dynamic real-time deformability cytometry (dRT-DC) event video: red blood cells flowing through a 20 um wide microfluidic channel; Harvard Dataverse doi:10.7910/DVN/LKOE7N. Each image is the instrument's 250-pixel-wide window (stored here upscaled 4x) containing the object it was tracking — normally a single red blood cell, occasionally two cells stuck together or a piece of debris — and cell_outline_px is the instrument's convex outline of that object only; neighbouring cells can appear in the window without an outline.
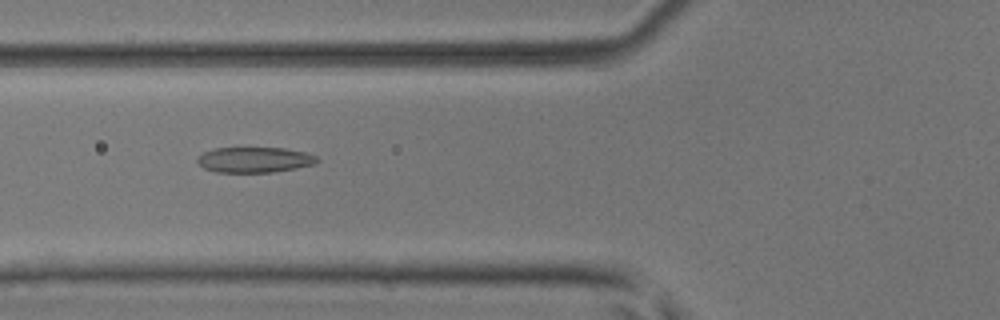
{"species": "common noctule bat (a hibernating species)", "species_latin": "Nyctalus noctula", "temperature_condition": "room temperature", "stored_images_in_passage": 5, "camera_frame_rate_fps": 3000, "um_per_image_px": 0.085, "animal": {"sex": "male", "body_mass_g": 17.9, "forearm_length_mm": 54.2}, "frame": {"image": 1, "passage_image": 2, "time_ms": 0.333, "image_size_px": [1000, 320], "cell_outline_px": [[320, 160], [316, 164], [296, 168], [272, 172], [216, 172], [204, 168], [196, 160], [196, 156], [204, 152], [216, 148], [284, 148], [304, 152], [316, 156]], "centroid_in_image_um": [21.63, 13.58], "position_along_channel_um": 104.2, "area_um2": 17.74}}
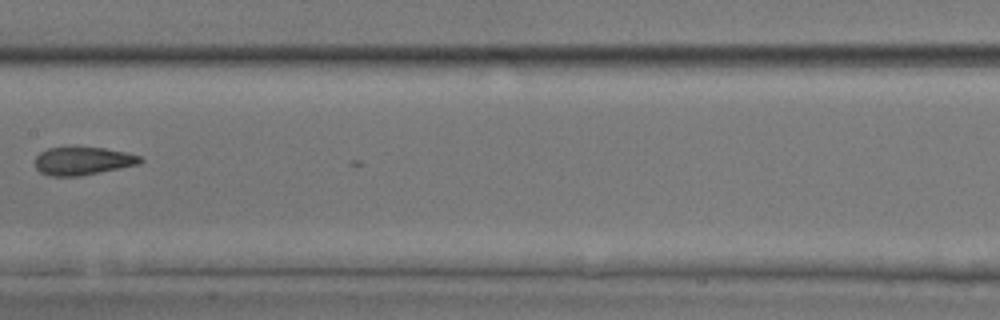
{"frame": {"image": 2, "passage_image": 4, "time_ms": 1.0, "image_size_px": [1000, 320], "cell_outline_px": [[144, 160], [140, 164], [80, 176], [48, 176], [40, 172], [36, 168], [36, 156], [40, 152], [48, 148], [104, 148], [124, 152], [140, 156]], "centroid_in_image_um": [7.04, 13.69], "position_along_channel_um": 200.4, "area_um2": 16.99}}
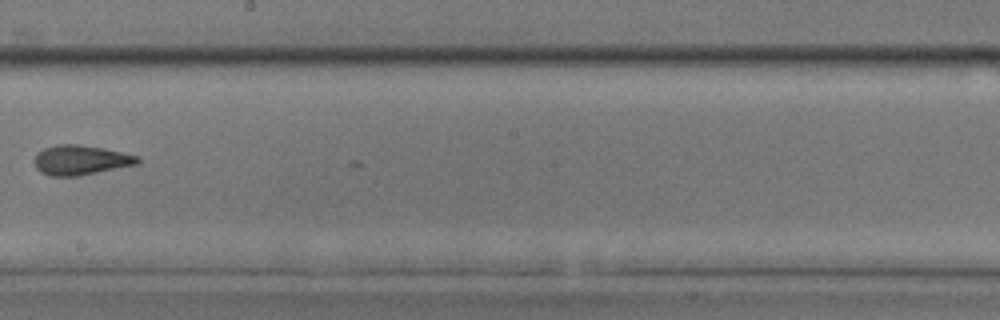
{"frame": {"image": 3, "passage_image": 5, "time_ms": 1.333, "image_size_px": [1000, 320], "cell_outline_px": [[140, 160], [136, 164], [76, 176], [52, 176], [40, 172], [36, 168], [32, 160], [44, 148], [56, 144], [80, 144], [104, 148], [140, 156]], "centroid_in_image_um": [6.83, 13.59], "position_along_channel_um": 241.4, "area_um2": 17.8}}